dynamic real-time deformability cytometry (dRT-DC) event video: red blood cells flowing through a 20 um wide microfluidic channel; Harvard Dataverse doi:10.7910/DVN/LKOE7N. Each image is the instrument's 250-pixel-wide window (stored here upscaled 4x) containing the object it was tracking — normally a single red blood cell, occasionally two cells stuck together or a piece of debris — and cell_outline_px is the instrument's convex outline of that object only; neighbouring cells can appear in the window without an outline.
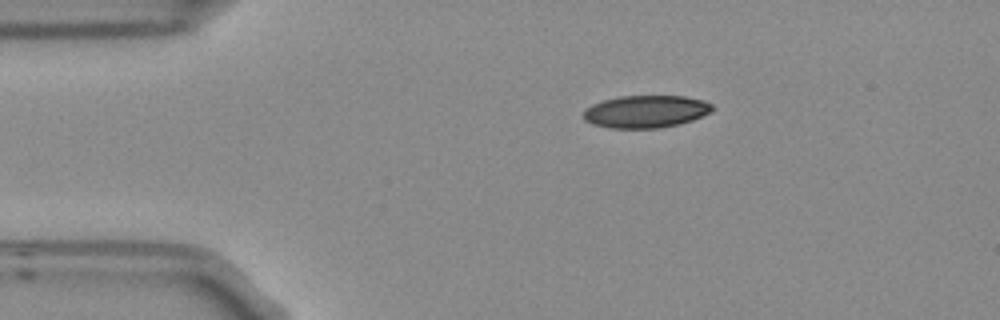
{"species": "Egyptian fruit bat (a non-hibernating species)", "species_latin": "Rousettus aegyptiacus", "temperature_condition": "room temperature", "stored_images_in_passage": 3, "camera_frame_rate_fps": 3000, "um_per_image_px": 0.085, "frame": {"image": 1, "passage_image": 1, "time_ms": 0.0, "image_size_px": [1000, 320], "cell_outline_px": [[716, 108], [712, 112], [692, 120], [680, 124], [660, 128], [608, 128], [592, 124], [584, 120], [584, 112], [592, 104], [604, 100], [620, 96], [684, 96], [704, 100], [712, 104]], "centroid_in_image_um": [54.94, 9.48], "position_along_channel_um": 30.1, "area_um2": 24.51}}
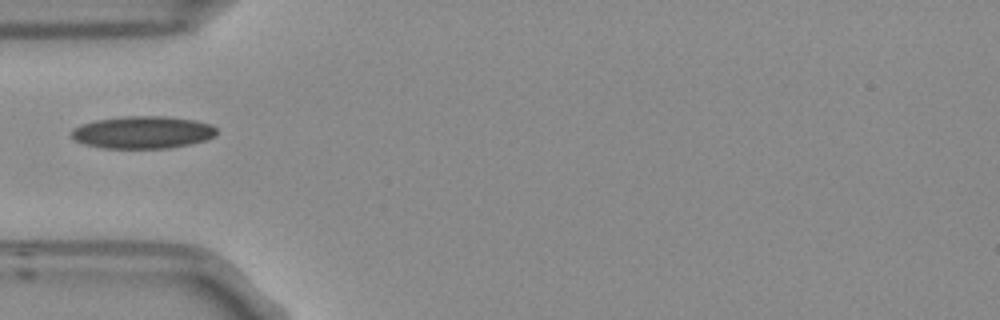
{"frame": {"image": 2, "passage_image": 3, "time_ms": 0.667, "image_size_px": [1000, 320], "cell_outline_px": [[216, 132], [212, 136], [204, 140], [188, 144], [168, 148], [104, 148], [84, 144], [76, 140], [72, 136], [72, 128], [80, 124], [96, 120], [124, 116], [168, 116], [196, 120], [212, 124], [216, 128]], "centroid_in_image_um": [12.12, 11.23], "position_along_channel_um": 72.9, "area_um2": 27.34}}